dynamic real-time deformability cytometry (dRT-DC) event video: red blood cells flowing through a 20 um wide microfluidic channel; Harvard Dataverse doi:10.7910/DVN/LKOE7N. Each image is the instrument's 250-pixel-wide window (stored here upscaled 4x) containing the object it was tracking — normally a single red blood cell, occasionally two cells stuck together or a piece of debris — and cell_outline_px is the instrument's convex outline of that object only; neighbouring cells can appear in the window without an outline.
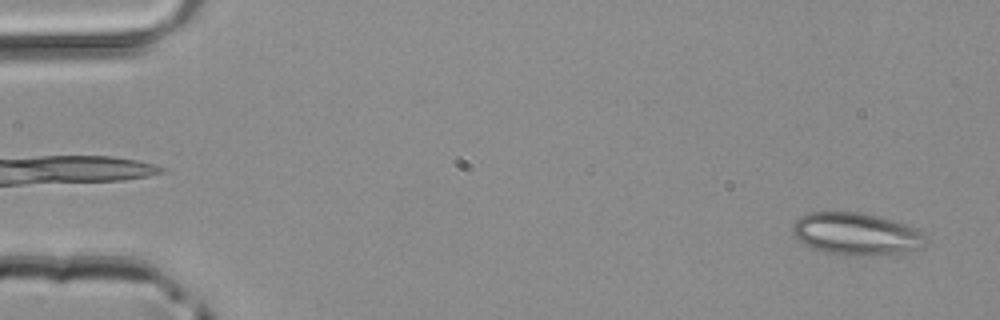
{"species": "common noctule bat (a hibernating species)", "species_latin": "Nyctalus noctula", "temperature_condition": "room temperature", "stored_images_in_passage": 46, "camera_frame_rate_fps": 3000, "um_per_image_px": 0.085, "animal": {"sex": "male", "body_mass_g": 20.4}, "frame": {"image": 1, "passage_image": 2, "time_ms": 0.333, "image_size_px": [1000, 320], "cell_outline_px": [[924, 244], [920, 248], [904, 252], [864, 256], [848, 256], [824, 252], [804, 244], [792, 232], [792, 224], [800, 216], [808, 212], [856, 212], [876, 216], [892, 220], [920, 228], [924, 236]], "centroid_in_image_um": [72.77, 19.88], "position_along_channel_um": 12.2, "area_um2": 32.77}}
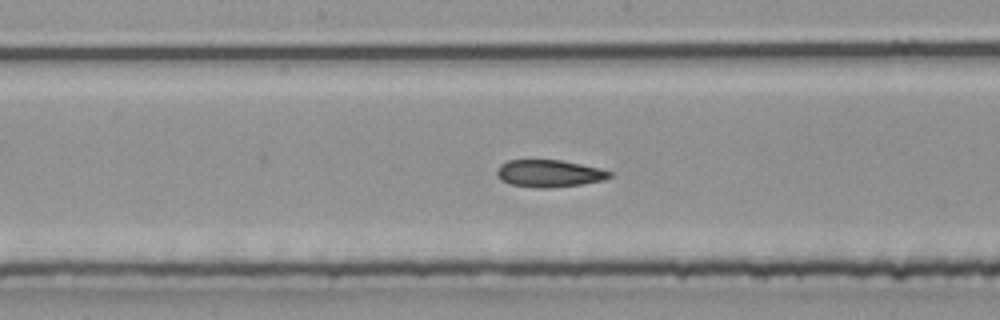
{"frame": {"image": 2, "passage_image": 24, "time_ms": 7.667, "image_size_px": [1000, 320], "cell_outline_px": [[612, 176], [604, 180], [580, 184], [548, 188], [536, 188], [512, 184], [504, 180], [496, 172], [496, 168], [500, 164], [508, 160], [560, 160], [600, 168], [612, 172]], "centroid_in_image_um": [46.7, 14.73], "position_along_channel_um": 201.5, "area_um2": 17.69}}
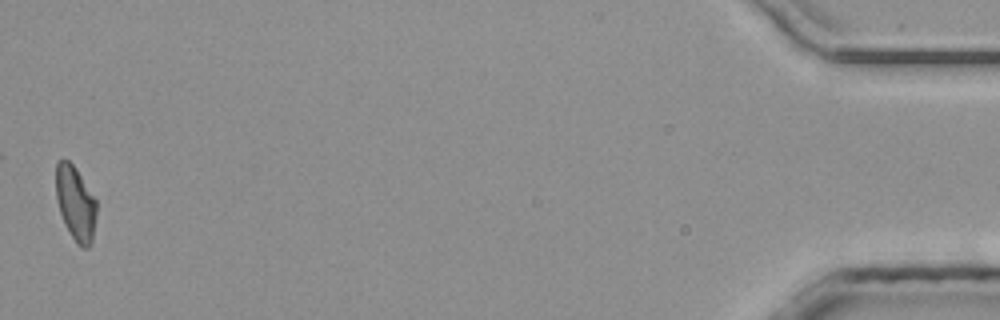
{"frame": {"image": 3, "passage_image": 46, "time_ms": 15.0, "image_size_px": [1000, 320], "cell_outline_px": [[96, 216], [92, 244], [88, 248], [80, 248], [76, 244], [60, 212], [56, 200], [56, 164], [60, 160], [68, 160], [76, 168], [96, 200]], "centroid_in_image_um": [6.43, 17.31], "position_along_channel_um": 428.8, "area_um2": 17.51}}